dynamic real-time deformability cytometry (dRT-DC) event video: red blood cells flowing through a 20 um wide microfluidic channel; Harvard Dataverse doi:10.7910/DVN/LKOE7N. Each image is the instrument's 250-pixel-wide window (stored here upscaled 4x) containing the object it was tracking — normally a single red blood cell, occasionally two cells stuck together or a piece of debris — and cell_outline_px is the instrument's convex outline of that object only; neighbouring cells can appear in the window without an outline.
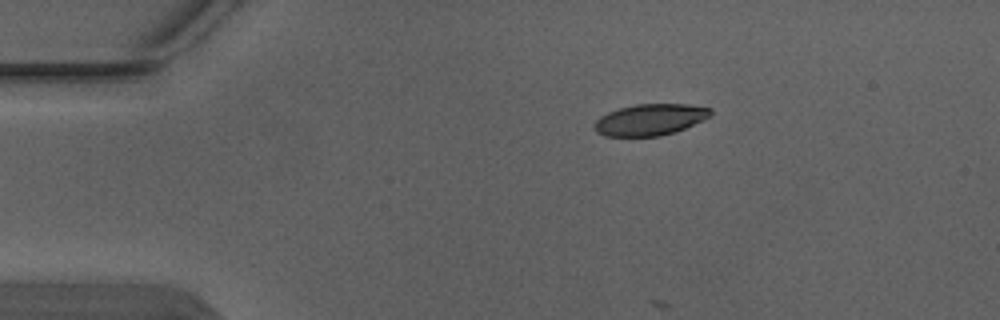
{"species": "Egyptian fruit bat (a non-hibernating species)", "species_latin": "Rousettus aegyptiacus", "temperature_condition": "warm", "stored_images_in_passage": 2, "camera_frame_rate_fps": 3000, "um_per_image_px": 0.085, "animal": {"sex": "male"}, "frame": {"image": 1, "passage_image": 1, "time_ms": 0.0, "image_size_px": [1000, 320], "cell_outline_px": [[712, 116], [704, 120], [684, 128], [660, 136], [604, 136], [596, 132], [596, 120], [600, 116], [608, 112], [620, 108], [636, 104], [688, 104], [712, 108]], "centroid_in_image_um": [55.29, 10.16], "position_along_channel_um": 29.7, "area_um2": 21.15}}